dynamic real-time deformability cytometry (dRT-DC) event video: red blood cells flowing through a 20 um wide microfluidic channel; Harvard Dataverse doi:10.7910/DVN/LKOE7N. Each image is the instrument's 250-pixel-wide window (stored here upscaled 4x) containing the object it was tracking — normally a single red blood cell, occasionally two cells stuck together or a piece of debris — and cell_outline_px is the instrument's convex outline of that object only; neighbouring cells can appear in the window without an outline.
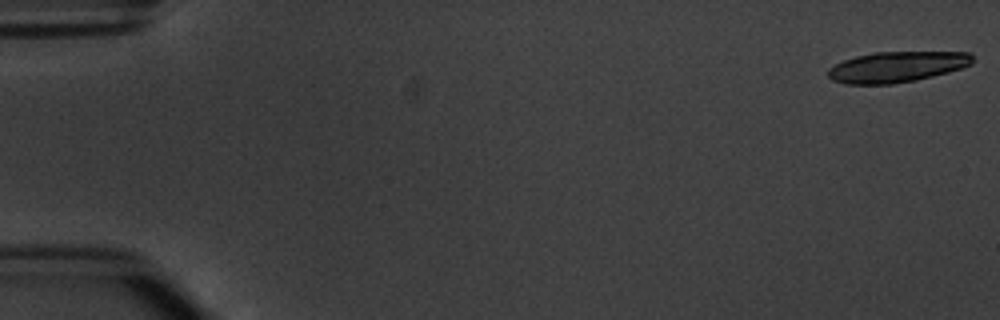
{"species": "common noctule bat (a hibernating species)", "species_latin": "Nyctalus noctula", "temperature_condition": "warm", "stored_images_in_passage": 5, "camera_frame_rate_fps": 3000, "um_per_image_px": 0.085, "animal": {"sex": "male", "body_mass_g": 20.1, "forearm_length_mm": 53.5}, "frame": {"image": 1, "passage_image": 1, "time_ms": 0.0, "image_size_px": [1000, 320], "cell_outline_px": [[972, 64], [948, 72], [916, 80], [892, 84], [844, 84], [832, 80], [828, 76], [828, 68], [844, 60], [856, 56], [876, 52], [968, 52], [972, 56]], "centroid_in_image_um": [76.2, 5.69], "position_along_channel_um": 8.8, "area_um2": 25.72}}